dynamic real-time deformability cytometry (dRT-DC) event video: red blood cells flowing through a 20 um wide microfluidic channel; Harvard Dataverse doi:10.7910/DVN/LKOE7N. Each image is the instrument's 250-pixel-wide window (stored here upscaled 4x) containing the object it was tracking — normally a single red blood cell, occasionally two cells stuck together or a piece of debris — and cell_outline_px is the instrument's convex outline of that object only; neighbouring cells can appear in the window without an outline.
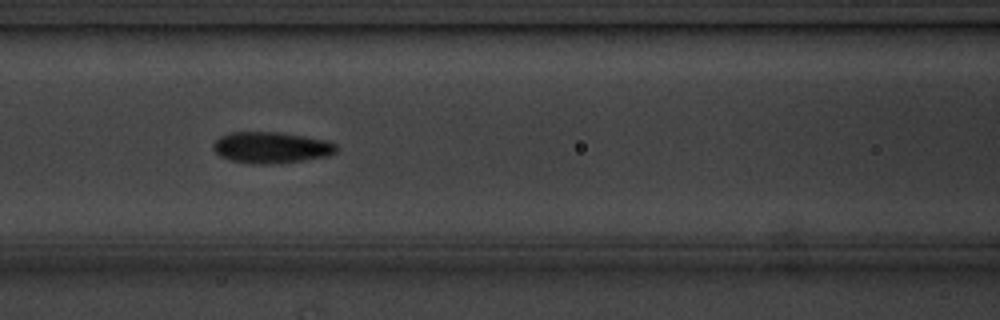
{"species": "common noctule bat (a hibernating species)", "species_latin": "Nyctalus noctula", "temperature_condition": "cold", "stored_images_in_passage": 9, "camera_frame_rate_fps": 3000, "um_per_image_px": 0.085, "animal": {"sex": "male", "body_mass_g": 20.1, "forearm_length_mm": 53.5}, "frame": {"image": 1, "passage_image": 6, "time_ms": 5.667, "image_size_px": [1000, 320], "cell_outline_px": [[336, 152], [328, 156], [272, 164], [252, 164], [232, 160], [220, 156], [212, 148], [212, 144], [220, 136], [232, 132], [280, 132], [304, 136], [324, 140], [336, 144]], "centroid_in_image_um": [23.02, 12.53], "position_along_channel_um": 143.6, "area_um2": 22.25}}